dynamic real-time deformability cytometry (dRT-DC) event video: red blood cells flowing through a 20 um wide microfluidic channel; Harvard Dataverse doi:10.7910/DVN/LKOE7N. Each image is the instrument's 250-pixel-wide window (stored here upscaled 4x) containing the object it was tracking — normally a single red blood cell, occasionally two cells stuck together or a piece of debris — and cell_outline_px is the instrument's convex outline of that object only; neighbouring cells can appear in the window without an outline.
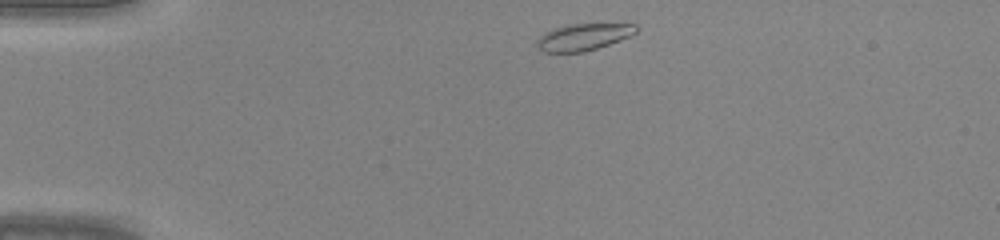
{"species": "common noctule bat (a hibernating species)", "species_latin": "Nyctalus noctula", "temperature_condition": "warm", "stored_images_in_passage": 37, "camera_frame_rate_fps": 3000, "um_per_image_px": 0.085, "animal": {"sex": "male", "body_mass_g": 20.0, "forearm_length_mm": 53.3}, "frame": {"image": 1, "passage_image": 1, "time_ms": 0.0, "image_size_px": [1000, 240], "cell_outline_px": [[640, 28], [636, 32], [628, 36], [608, 44], [584, 52], [544, 52], [536, 44], [536, 40], [540, 36], [552, 28], [568, 24], [636, 24]], "centroid_in_image_um": [49.57, 3.13], "position_along_channel_um": 35.4, "area_um2": 15.32}}
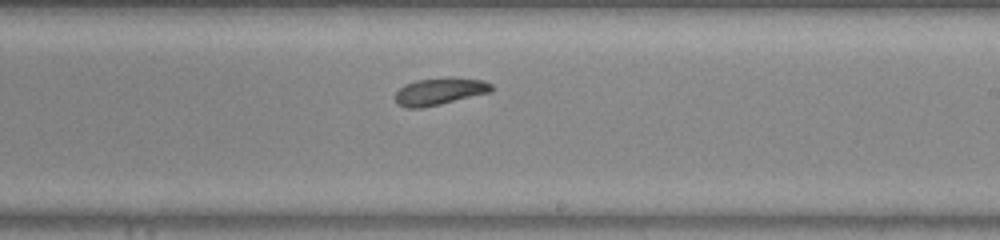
{"frame": {"image": 2, "passage_image": 19, "time_ms": 6.0, "image_size_px": [1000, 240], "cell_outline_px": [[492, 92], [440, 104], [420, 108], [404, 108], [396, 104], [396, 92], [404, 84], [416, 80], [448, 76], [452, 76], [484, 80], [492, 84]], "centroid_in_image_um": [37.38, 7.75], "position_along_channel_um": 251.6, "area_um2": 15.55}}
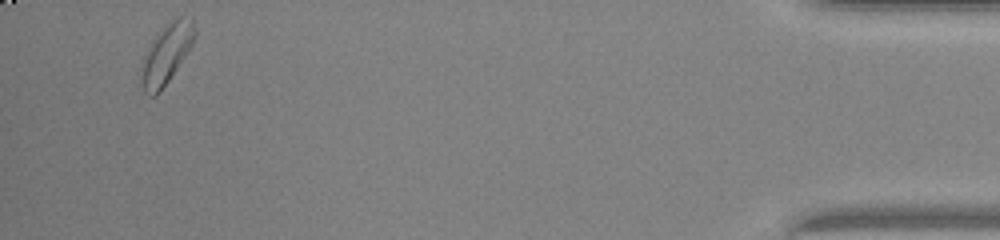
{"frame": {"image": 3, "passage_image": 35, "time_ms": 11.333, "image_size_px": [1000, 240], "cell_outline_px": [[196, 36], [192, 44], [160, 92], [156, 96], [148, 96], [144, 92], [140, 80], [140, 68], [148, 48], [156, 36], [176, 16], [192, 16], [196, 28]], "centroid_in_image_um": [14.15, 4.57], "position_along_channel_um": 421.0, "area_um2": 18.32}}